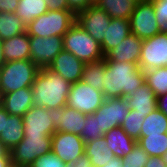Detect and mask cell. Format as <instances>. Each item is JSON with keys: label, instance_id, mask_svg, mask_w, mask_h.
<instances>
[{"label": "cell", "instance_id": "cell-2", "mask_svg": "<svg viewBox=\"0 0 167 167\" xmlns=\"http://www.w3.org/2000/svg\"><path fill=\"white\" fill-rule=\"evenodd\" d=\"M71 85L70 82L49 68L40 69L31 86L33 105L46 109L66 106Z\"/></svg>", "mask_w": 167, "mask_h": 167}, {"label": "cell", "instance_id": "cell-1", "mask_svg": "<svg viewBox=\"0 0 167 167\" xmlns=\"http://www.w3.org/2000/svg\"><path fill=\"white\" fill-rule=\"evenodd\" d=\"M107 69L104 77L105 98H126L145 83V74L138 64L105 60Z\"/></svg>", "mask_w": 167, "mask_h": 167}, {"label": "cell", "instance_id": "cell-36", "mask_svg": "<svg viewBox=\"0 0 167 167\" xmlns=\"http://www.w3.org/2000/svg\"><path fill=\"white\" fill-rule=\"evenodd\" d=\"M32 167H65L66 163L63 162L56 154L52 151L43 154L38 157L32 164Z\"/></svg>", "mask_w": 167, "mask_h": 167}, {"label": "cell", "instance_id": "cell-39", "mask_svg": "<svg viewBox=\"0 0 167 167\" xmlns=\"http://www.w3.org/2000/svg\"><path fill=\"white\" fill-rule=\"evenodd\" d=\"M19 0H0V12L15 13Z\"/></svg>", "mask_w": 167, "mask_h": 167}, {"label": "cell", "instance_id": "cell-12", "mask_svg": "<svg viewBox=\"0 0 167 167\" xmlns=\"http://www.w3.org/2000/svg\"><path fill=\"white\" fill-rule=\"evenodd\" d=\"M129 110L126 98H105L103 104L94 112L98 116L99 129L105 134L112 128L121 126Z\"/></svg>", "mask_w": 167, "mask_h": 167}, {"label": "cell", "instance_id": "cell-19", "mask_svg": "<svg viewBox=\"0 0 167 167\" xmlns=\"http://www.w3.org/2000/svg\"><path fill=\"white\" fill-rule=\"evenodd\" d=\"M130 109L138 111L140 115H148L157 108V96L144 83L141 87L126 97Z\"/></svg>", "mask_w": 167, "mask_h": 167}, {"label": "cell", "instance_id": "cell-9", "mask_svg": "<svg viewBox=\"0 0 167 167\" xmlns=\"http://www.w3.org/2000/svg\"><path fill=\"white\" fill-rule=\"evenodd\" d=\"M30 60L39 68H48L54 58L63 50V37L29 36Z\"/></svg>", "mask_w": 167, "mask_h": 167}, {"label": "cell", "instance_id": "cell-13", "mask_svg": "<svg viewBox=\"0 0 167 167\" xmlns=\"http://www.w3.org/2000/svg\"><path fill=\"white\" fill-rule=\"evenodd\" d=\"M85 142L74 133L55 132L52 135L51 151L63 162H75L85 154Z\"/></svg>", "mask_w": 167, "mask_h": 167}, {"label": "cell", "instance_id": "cell-47", "mask_svg": "<svg viewBox=\"0 0 167 167\" xmlns=\"http://www.w3.org/2000/svg\"><path fill=\"white\" fill-rule=\"evenodd\" d=\"M3 44L2 41L0 40V69L3 67V65L6 63L4 56H3Z\"/></svg>", "mask_w": 167, "mask_h": 167}, {"label": "cell", "instance_id": "cell-41", "mask_svg": "<svg viewBox=\"0 0 167 167\" xmlns=\"http://www.w3.org/2000/svg\"><path fill=\"white\" fill-rule=\"evenodd\" d=\"M144 167H167V164L164 162L163 157L150 156Z\"/></svg>", "mask_w": 167, "mask_h": 167}, {"label": "cell", "instance_id": "cell-16", "mask_svg": "<svg viewBox=\"0 0 167 167\" xmlns=\"http://www.w3.org/2000/svg\"><path fill=\"white\" fill-rule=\"evenodd\" d=\"M84 65L72 53L62 50L48 68L73 84L82 79Z\"/></svg>", "mask_w": 167, "mask_h": 167}, {"label": "cell", "instance_id": "cell-26", "mask_svg": "<svg viewBox=\"0 0 167 167\" xmlns=\"http://www.w3.org/2000/svg\"><path fill=\"white\" fill-rule=\"evenodd\" d=\"M27 32V24L15 13L0 12V40L12 38Z\"/></svg>", "mask_w": 167, "mask_h": 167}, {"label": "cell", "instance_id": "cell-38", "mask_svg": "<svg viewBox=\"0 0 167 167\" xmlns=\"http://www.w3.org/2000/svg\"><path fill=\"white\" fill-rule=\"evenodd\" d=\"M48 5V10H71L67 3V0H44Z\"/></svg>", "mask_w": 167, "mask_h": 167}, {"label": "cell", "instance_id": "cell-49", "mask_svg": "<svg viewBox=\"0 0 167 167\" xmlns=\"http://www.w3.org/2000/svg\"><path fill=\"white\" fill-rule=\"evenodd\" d=\"M14 167H32L31 165H14Z\"/></svg>", "mask_w": 167, "mask_h": 167}, {"label": "cell", "instance_id": "cell-6", "mask_svg": "<svg viewBox=\"0 0 167 167\" xmlns=\"http://www.w3.org/2000/svg\"><path fill=\"white\" fill-rule=\"evenodd\" d=\"M52 136L24 135L9 153L13 165H31L38 157L51 152Z\"/></svg>", "mask_w": 167, "mask_h": 167}, {"label": "cell", "instance_id": "cell-25", "mask_svg": "<svg viewBox=\"0 0 167 167\" xmlns=\"http://www.w3.org/2000/svg\"><path fill=\"white\" fill-rule=\"evenodd\" d=\"M94 4L107 12L111 18L129 20L136 2L133 0H96Z\"/></svg>", "mask_w": 167, "mask_h": 167}, {"label": "cell", "instance_id": "cell-3", "mask_svg": "<svg viewBox=\"0 0 167 167\" xmlns=\"http://www.w3.org/2000/svg\"><path fill=\"white\" fill-rule=\"evenodd\" d=\"M63 50L72 53L84 64L104 59L101 44L91 37L78 23H74L62 36Z\"/></svg>", "mask_w": 167, "mask_h": 167}, {"label": "cell", "instance_id": "cell-31", "mask_svg": "<svg viewBox=\"0 0 167 167\" xmlns=\"http://www.w3.org/2000/svg\"><path fill=\"white\" fill-rule=\"evenodd\" d=\"M144 74L145 83L157 97L167 93V66L147 70Z\"/></svg>", "mask_w": 167, "mask_h": 167}, {"label": "cell", "instance_id": "cell-10", "mask_svg": "<svg viewBox=\"0 0 167 167\" xmlns=\"http://www.w3.org/2000/svg\"><path fill=\"white\" fill-rule=\"evenodd\" d=\"M167 66V34L159 33L143 40L140 69L145 72L150 69Z\"/></svg>", "mask_w": 167, "mask_h": 167}, {"label": "cell", "instance_id": "cell-8", "mask_svg": "<svg viewBox=\"0 0 167 167\" xmlns=\"http://www.w3.org/2000/svg\"><path fill=\"white\" fill-rule=\"evenodd\" d=\"M129 20L131 33L142 40L152 38L160 33L151 0L136 3Z\"/></svg>", "mask_w": 167, "mask_h": 167}, {"label": "cell", "instance_id": "cell-35", "mask_svg": "<svg viewBox=\"0 0 167 167\" xmlns=\"http://www.w3.org/2000/svg\"><path fill=\"white\" fill-rule=\"evenodd\" d=\"M160 33L167 34V0H151Z\"/></svg>", "mask_w": 167, "mask_h": 167}, {"label": "cell", "instance_id": "cell-18", "mask_svg": "<svg viewBox=\"0 0 167 167\" xmlns=\"http://www.w3.org/2000/svg\"><path fill=\"white\" fill-rule=\"evenodd\" d=\"M0 105L10 114L23 116L33 105L32 88H22L15 92L3 94Z\"/></svg>", "mask_w": 167, "mask_h": 167}, {"label": "cell", "instance_id": "cell-48", "mask_svg": "<svg viewBox=\"0 0 167 167\" xmlns=\"http://www.w3.org/2000/svg\"><path fill=\"white\" fill-rule=\"evenodd\" d=\"M162 157H163L164 162L167 164V152Z\"/></svg>", "mask_w": 167, "mask_h": 167}, {"label": "cell", "instance_id": "cell-44", "mask_svg": "<svg viewBox=\"0 0 167 167\" xmlns=\"http://www.w3.org/2000/svg\"><path fill=\"white\" fill-rule=\"evenodd\" d=\"M10 114L0 105V133L4 130L5 118H8Z\"/></svg>", "mask_w": 167, "mask_h": 167}, {"label": "cell", "instance_id": "cell-29", "mask_svg": "<svg viewBox=\"0 0 167 167\" xmlns=\"http://www.w3.org/2000/svg\"><path fill=\"white\" fill-rule=\"evenodd\" d=\"M167 133V116L158 108L144 117L140 137Z\"/></svg>", "mask_w": 167, "mask_h": 167}, {"label": "cell", "instance_id": "cell-21", "mask_svg": "<svg viewBox=\"0 0 167 167\" xmlns=\"http://www.w3.org/2000/svg\"><path fill=\"white\" fill-rule=\"evenodd\" d=\"M5 62L30 59V39L27 32L2 41Z\"/></svg>", "mask_w": 167, "mask_h": 167}, {"label": "cell", "instance_id": "cell-17", "mask_svg": "<svg viewBox=\"0 0 167 167\" xmlns=\"http://www.w3.org/2000/svg\"><path fill=\"white\" fill-rule=\"evenodd\" d=\"M143 40L130 34L117 47L111 49L105 56V60L117 62H132L139 65Z\"/></svg>", "mask_w": 167, "mask_h": 167}, {"label": "cell", "instance_id": "cell-4", "mask_svg": "<svg viewBox=\"0 0 167 167\" xmlns=\"http://www.w3.org/2000/svg\"><path fill=\"white\" fill-rule=\"evenodd\" d=\"M39 70L30 59L6 62L0 69V94L31 88Z\"/></svg>", "mask_w": 167, "mask_h": 167}, {"label": "cell", "instance_id": "cell-42", "mask_svg": "<svg viewBox=\"0 0 167 167\" xmlns=\"http://www.w3.org/2000/svg\"><path fill=\"white\" fill-rule=\"evenodd\" d=\"M157 108L167 116V93L157 97Z\"/></svg>", "mask_w": 167, "mask_h": 167}, {"label": "cell", "instance_id": "cell-20", "mask_svg": "<svg viewBox=\"0 0 167 167\" xmlns=\"http://www.w3.org/2000/svg\"><path fill=\"white\" fill-rule=\"evenodd\" d=\"M131 34L130 20L111 18L105 37L101 44L104 56L113 48L117 47Z\"/></svg>", "mask_w": 167, "mask_h": 167}, {"label": "cell", "instance_id": "cell-43", "mask_svg": "<svg viewBox=\"0 0 167 167\" xmlns=\"http://www.w3.org/2000/svg\"><path fill=\"white\" fill-rule=\"evenodd\" d=\"M122 158L120 157H114L111 159V161L105 163L102 167H123Z\"/></svg>", "mask_w": 167, "mask_h": 167}, {"label": "cell", "instance_id": "cell-46", "mask_svg": "<svg viewBox=\"0 0 167 167\" xmlns=\"http://www.w3.org/2000/svg\"><path fill=\"white\" fill-rule=\"evenodd\" d=\"M11 165V158H0V167H10Z\"/></svg>", "mask_w": 167, "mask_h": 167}, {"label": "cell", "instance_id": "cell-40", "mask_svg": "<svg viewBox=\"0 0 167 167\" xmlns=\"http://www.w3.org/2000/svg\"><path fill=\"white\" fill-rule=\"evenodd\" d=\"M65 167H93L89 158L84 154L75 162L66 163Z\"/></svg>", "mask_w": 167, "mask_h": 167}, {"label": "cell", "instance_id": "cell-24", "mask_svg": "<svg viewBox=\"0 0 167 167\" xmlns=\"http://www.w3.org/2000/svg\"><path fill=\"white\" fill-rule=\"evenodd\" d=\"M24 138L23 118L18 115H9L5 118L4 130L0 133V140L10 151Z\"/></svg>", "mask_w": 167, "mask_h": 167}, {"label": "cell", "instance_id": "cell-5", "mask_svg": "<svg viewBox=\"0 0 167 167\" xmlns=\"http://www.w3.org/2000/svg\"><path fill=\"white\" fill-rule=\"evenodd\" d=\"M76 22V14L72 10H48L27 25L29 36L62 37Z\"/></svg>", "mask_w": 167, "mask_h": 167}, {"label": "cell", "instance_id": "cell-30", "mask_svg": "<svg viewBox=\"0 0 167 167\" xmlns=\"http://www.w3.org/2000/svg\"><path fill=\"white\" fill-rule=\"evenodd\" d=\"M137 143L148 153L149 156L162 157L167 152V133L140 137L137 140Z\"/></svg>", "mask_w": 167, "mask_h": 167}, {"label": "cell", "instance_id": "cell-28", "mask_svg": "<svg viewBox=\"0 0 167 167\" xmlns=\"http://www.w3.org/2000/svg\"><path fill=\"white\" fill-rule=\"evenodd\" d=\"M107 64L105 59L97 62H91L84 65L81 81L91 87L102 91L104 87V77Z\"/></svg>", "mask_w": 167, "mask_h": 167}, {"label": "cell", "instance_id": "cell-11", "mask_svg": "<svg viewBox=\"0 0 167 167\" xmlns=\"http://www.w3.org/2000/svg\"><path fill=\"white\" fill-rule=\"evenodd\" d=\"M111 17L96 4L88 6L76 13V23L79 24L99 44H102L109 27Z\"/></svg>", "mask_w": 167, "mask_h": 167}, {"label": "cell", "instance_id": "cell-45", "mask_svg": "<svg viewBox=\"0 0 167 167\" xmlns=\"http://www.w3.org/2000/svg\"><path fill=\"white\" fill-rule=\"evenodd\" d=\"M0 158H11L9 150L4 146L1 140H0Z\"/></svg>", "mask_w": 167, "mask_h": 167}, {"label": "cell", "instance_id": "cell-23", "mask_svg": "<svg viewBox=\"0 0 167 167\" xmlns=\"http://www.w3.org/2000/svg\"><path fill=\"white\" fill-rule=\"evenodd\" d=\"M84 152L93 167H102L105 163L111 161V159L115 157V154L107 146L104 136L86 142Z\"/></svg>", "mask_w": 167, "mask_h": 167}, {"label": "cell", "instance_id": "cell-33", "mask_svg": "<svg viewBox=\"0 0 167 167\" xmlns=\"http://www.w3.org/2000/svg\"><path fill=\"white\" fill-rule=\"evenodd\" d=\"M103 132L99 129L98 116L94 113L91 115L85 114L84 126L82 127L81 138L86 143L103 137Z\"/></svg>", "mask_w": 167, "mask_h": 167}, {"label": "cell", "instance_id": "cell-37", "mask_svg": "<svg viewBox=\"0 0 167 167\" xmlns=\"http://www.w3.org/2000/svg\"><path fill=\"white\" fill-rule=\"evenodd\" d=\"M67 3L69 8L76 14L78 11L86 9L95 2L93 0H67Z\"/></svg>", "mask_w": 167, "mask_h": 167}, {"label": "cell", "instance_id": "cell-14", "mask_svg": "<svg viewBox=\"0 0 167 167\" xmlns=\"http://www.w3.org/2000/svg\"><path fill=\"white\" fill-rule=\"evenodd\" d=\"M52 113L41 106H32L23 116L24 135L46 134L52 136L54 125L52 122Z\"/></svg>", "mask_w": 167, "mask_h": 167}, {"label": "cell", "instance_id": "cell-27", "mask_svg": "<svg viewBox=\"0 0 167 167\" xmlns=\"http://www.w3.org/2000/svg\"><path fill=\"white\" fill-rule=\"evenodd\" d=\"M47 11L48 5L44 0H19L15 14L28 25Z\"/></svg>", "mask_w": 167, "mask_h": 167}, {"label": "cell", "instance_id": "cell-34", "mask_svg": "<svg viewBox=\"0 0 167 167\" xmlns=\"http://www.w3.org/2000/svg\"><path fill=\"white\" fill-rule=\"evenodd\" d=\"M149 157L148 153L136 143L132 151L122 157L123 167H144Z\"/></svg>", "mask_w": 167, "mask_h": 167}, {"label": "cell", "instance_id": "cell-22", "mask_svg": "<svg viewBox=\"0 0 167 167\" xmlns=\"http://www.w3.org/2000/svg\"><path fill=\"white\" fill-rule=\"evenodd\" d=\"M103 136L106 139L107 146L115 154V157L122 158L128 155L137 143V141L131 138L121 126L112 128Z\"/></svg>", "mask_w": 167, "mask_h": 167}, {"label": "cell", "instance_id": "cell-15", "mask_svg": "<svg viewBox=\"0 0 167 167\" xmlns=\"http://www.w3.org/2000/svg\"><path fill=\"white\" fill-rule=\"evenodd\" d=\"M48 113H52L51 118L55 132L81 135L85 114L79 113L67 105L56 109H48Z\"/></svg>", "mask_w": 167, "mask_h": 167}, {"label": "cell", "instance_id": "cell-7", "mask_svg": "<svg viewBox=\"0 0 167 167\" xmlns=\"http://www.w3.org/2000/svg\"><path fill=\"white\" fill-rule=\"evenodd\" d=\"M104 100L102 91L80 80L71 85L67 95V106L74 108L79 113L91 115L98 110Z\"/></svg>", "mask_w": 167, "mask_h": 167}, {"label": "cell", "instance_id": "cell-50", "mask_svg": "<svg viewBox=\"0 0 167 167\" xmlns=\"http://www.w3.org/2000/svg\"><path fill=\"white\" fill-rule=\"evenodd\" d=\"M133 1H135L136 3H138L139 1H143V0H133Z\"/></svg>", "mask_w": 167, "mask_h": 167}, {"label": "cell", "instance_id": "cell-32", "mask_svg": "<svg viewBox=\"0 0 167 167\" xmlns=\"http://www.w3.org/2000/svg\"><path fill=\"white\" fill-rule=\"evenodd\" d=\"M146 115H140L138 111L130 109L121 127L134 140L140 138L141 126Z\"/></svg>", "mask_w": 167, "mask_h": 167}]
</instances>
